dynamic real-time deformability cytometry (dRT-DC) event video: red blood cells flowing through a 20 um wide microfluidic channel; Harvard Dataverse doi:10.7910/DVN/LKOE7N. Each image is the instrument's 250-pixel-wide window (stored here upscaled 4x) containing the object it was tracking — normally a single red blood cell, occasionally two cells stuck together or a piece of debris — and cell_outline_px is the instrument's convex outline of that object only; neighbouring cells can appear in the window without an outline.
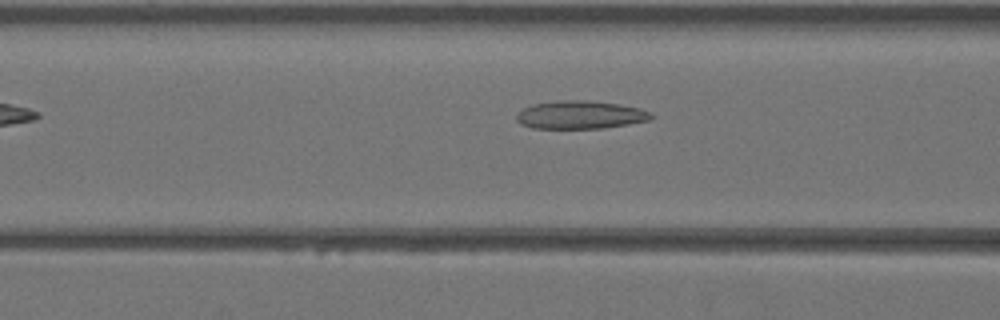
{"species": "Egyptian fruit bat (a non-hibernating species)", "species_latin": "Rousettus aegyptiacus", "temperature_condition": "warm", "stored_images_in_passage": 30, "camera_frame_rate_fps": 3000, "um_per_image_px": 0.085, "animal": {"sex": "female"}, "frame": {"image": 1, "passage_image": 6, "time_ms": 1.667, "image_size_px": [1000, 320], "cell_outline_px": [[652, 116], [648, 120], [628, 124], [604, 128], [532, 128], [520, 124], [516, 120], [516, 112], [532, 104], [556, 100], [584, 100], [620, 104], [640, 108], [652, 112]], "centroid_in_image_um": [49.28, 9.75], "position_along_channel_um": 117.3, "area_um2": 22.14}}
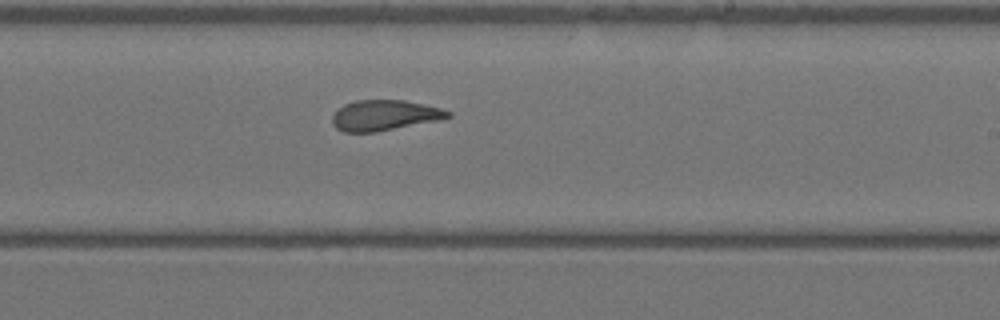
{"frame": {"image": 2, "passage_image": 15, "time_ms": 4.667, "image_size_px": [1000, 320], "cell_outline_px": [[452, 116], [440, 120], [376, 132], [344, 132], [336, 128], [332, 124], [332, 116], [344, 104], [356, 100], [404, 100], [424, 104], [440, 108], [452, 112]], "centroid_in_image_um": [32.7, 9.8], "position_along_channel_um": 256.3, "area_um2": 20.58}}
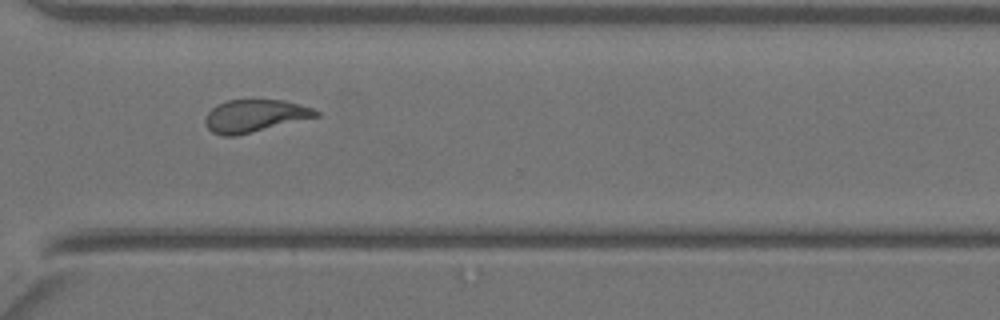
{"frame": {"image": 3, "passage_image": 21, "time_ms": 6.667, "image_size_px": [1000, 320], "cell_outline_px": [[320, 116], [236, 136], [220, 136], [212, 132], [204, 124], [204, 120], [208, 112], [216, 104], [228, 100], [284, 100], [312, 108], [320, 112]], "centroid_in_image_um": [21.63, 9.85], "position_along_channel_um": 349.0, "area_um2": 21.04}}